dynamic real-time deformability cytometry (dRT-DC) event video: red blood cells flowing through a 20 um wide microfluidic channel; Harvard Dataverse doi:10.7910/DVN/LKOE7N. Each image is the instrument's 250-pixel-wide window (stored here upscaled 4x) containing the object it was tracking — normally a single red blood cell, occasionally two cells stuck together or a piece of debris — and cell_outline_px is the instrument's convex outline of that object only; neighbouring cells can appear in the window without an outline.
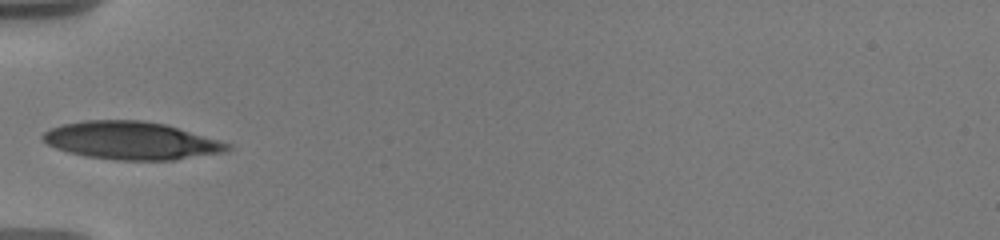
{"species": "human", "species_latin": "Homo sapiens", "temperature_condition": "warm", "stored_images_in_passage": 46, "camera_frame_rate_fps": 3000, "um_per_image_px": 0.085, "donor": {"sex": "male"}, "frame": {"image": 1, "passage_image": 1, "time_ms": 0.0, "image_size_px": [1000, 240], "cell_outline_px": [[232, 148], [228, 152], [176, 160], [116, 160], [84, 156], [68, 152], [56, 148], [48, 144], [40, 136], [44, 132], [52, 128], [64, 124], [84, 120], [144, 120], [164, 124], [232, 144]], "centroid_in_image_um": [11.19, 11.96], "position_along_channel_um": 73.8, "area_um2": 40.75}}
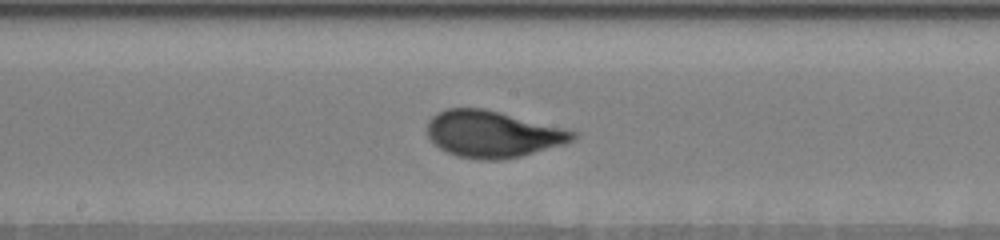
{"frame": {"image": 2, "passage_image": 11, "time_ms": 3.667, "image_size_px": [1000, 240], "cell_outline_px": [[576, 136], [572, 140], [564, 144], [520, 156], [500, 160], [484, 160], [460, 156], [448, 152], [440, 148], [428, 136], [428, 120], [436, 112], [448, 108], [484, 108], [564, 128], [576, 132]], "centroid_in_image_um": [41.86, 11.38], "position_along_channel_um": 206.3, "area_um2": 39.13}}
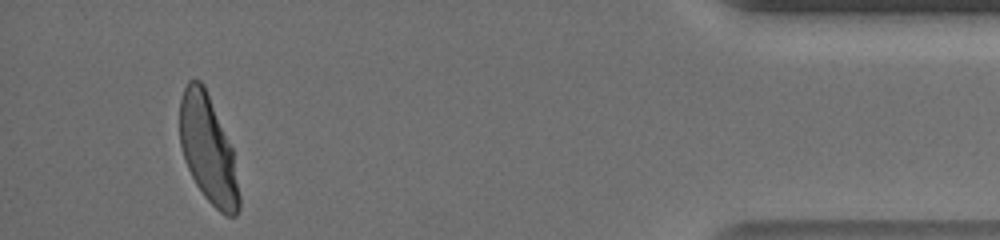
{"frame": {"image": 3, "passage_image": 40, "time_ms": 11.0, "image_size_px": [1000, 240], "cell_outline_px": [[240, 208], [236, 216], [224, 216], [204, 196], [196, 184], [184, 160], [180, 144], [180, 100], [184, 88], [188, 80], [200, 80], [204, 84], [232, 148], [240, 196]], "centroid_in_image_um": [17.68, 12.71], "position_along_channel_um": 417.5, "area_um2": 37.05}, "authors_computed_cell_mechanics": {"area_um2": 38.2636, "velocity_mm_per_s": 3.6105, "shape_relaxation_time_tau1_ms": 3.4745, "shape_relaxation_time_tau2_ms": null, "deformation_change_tau1": 0.1674, "deformation_change_tau2": null}}